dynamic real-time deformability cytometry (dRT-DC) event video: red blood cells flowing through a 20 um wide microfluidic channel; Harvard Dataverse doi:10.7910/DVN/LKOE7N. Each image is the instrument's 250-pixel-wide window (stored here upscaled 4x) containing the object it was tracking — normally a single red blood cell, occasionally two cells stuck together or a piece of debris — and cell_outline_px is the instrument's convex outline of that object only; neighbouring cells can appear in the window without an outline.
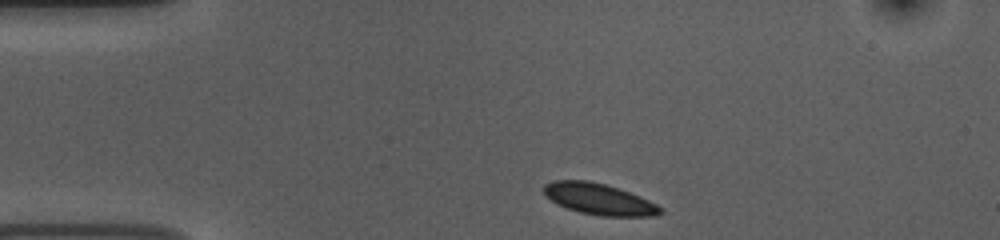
{"species": "common noctule bat (a hibernating species)", "species_latin": "Nyctalus noctula", "temperature_condition": "room temperature", "stored_images_in_passage": 44, "camera_frame_rate_fps": 3000, "um_per_image_px": 0.085, "animal": {"sex": "female", "body_mass_g": 10.0, "forearm_length_mm": 53.1}, "frame": {"image": 1, "passage_image": 1, "time_ms": 0.0, "image_size_px": [1000, 240], "cell_outline_px": [[664, 212], [656, 216], [600, 216], [580, 212], [568, 208], [552, 200], [544, 192], [544, 184], [552, 180], [588, 180], [604, 184], [640, 196], [656, 204]], "centroid_in_image_um": [50.93, 16.92], "position_along_channel_um": 34.1, "area_um2": 20.87}}
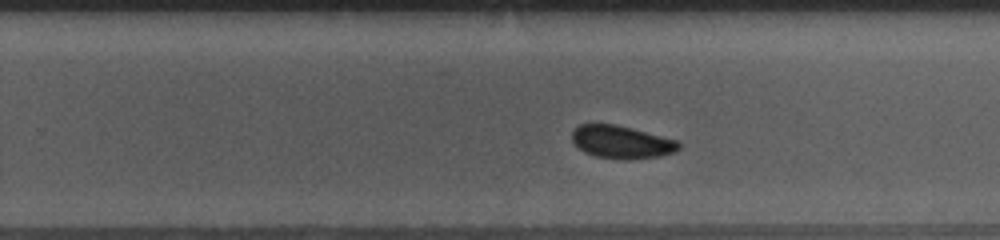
{"frame": {"image": 2, "passage_image": 24, "time_ms": 7.667, "image_size_px": [1000, 240], "cell_outline_px": [[680, 148], [676, 152], [660, 156], [628, 160], [596, 156], [584, 152], [572, 140], [572, 132], [580, 124], [616, 124], [680, 140]], "centroid_in_image_um": [52.89, 12.07], "position_along_channel_um": 276.9, "area_um2": 20.52}}
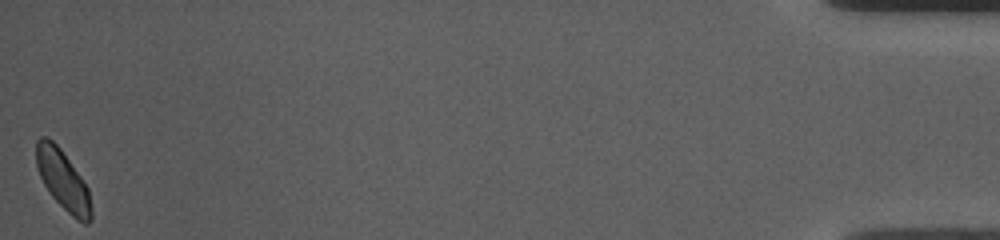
{"frame": {"image": 3, "passage_image": 44, "time_ms": 14.333, "image_size_px": [1000, 240], "cell_outline_px": [[92, 220], [88, 224], [84, 224], [76, 220], [52, 196], [44, 184], [40, 176], [36, 164], [36, 140], [40, 136], [48, 136], [60, 148], [80, 176], [88, 188], [92, 208]], "centroid_in_image_um": [5.36, 15.31], "position_along_channel_um": 429.8, "area_um2": 19.07}}